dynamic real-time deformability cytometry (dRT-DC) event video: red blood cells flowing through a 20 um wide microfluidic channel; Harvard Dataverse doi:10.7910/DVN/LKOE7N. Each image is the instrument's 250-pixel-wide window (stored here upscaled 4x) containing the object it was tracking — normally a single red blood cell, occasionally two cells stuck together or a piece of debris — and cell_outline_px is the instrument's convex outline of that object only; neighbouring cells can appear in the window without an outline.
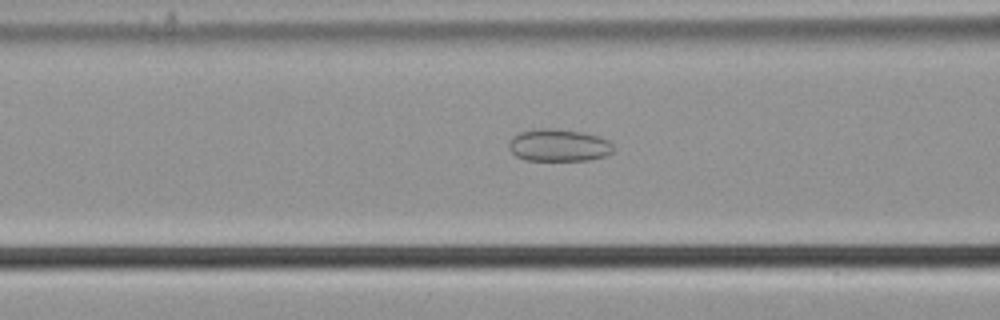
{"species": "common noctule bat (a hibernating species)", "species_latin": "Nyctalus noctula", "temperature_condition": "cold", "stored_images_in_passage": 36, "camera_frame_rate_fps": 3000, "um_per_image_px": 0.085, "animal": {"sex": "male", "body_mass_g": 21.5, "forearm_length_mm": 52.0}, "frame": {"image": 1, "passage_image": 6, "time_ms": 1.667, "image_size_px": [1000, 320], "cell_outline_px": [[612, 152], [608, 156], [588, 160], [524, 160], [516, 156], [508, 148], [508, 144], [512, 136], [520, 132], [536, 128], [552, 128], [580, 132], [600, 136], [608, 140], [612, 144]], "centroid_in_image_um": [47.47, 12.35], "position_along_channel_um": 119.1, "area_um2": 19.83}}
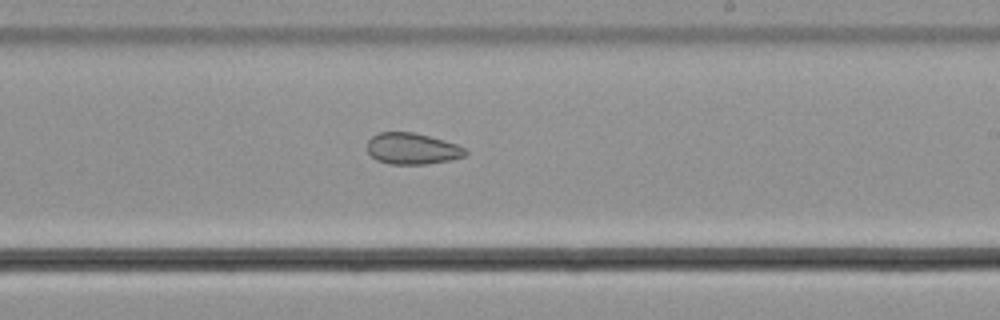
{"frame": {"image": 2, "passage_image": 17, "time_ms": 5.333, "image_size_px": [1000, 320], "cell_outline_px": [[468, 152], [464, 156], [452, 160], [424, 164], [388, 164], [376, 160], [368, 152], [368, 140], [372, 136], [380, 132], [412, 132], [444, 140], [456, 144], [464, 148]], "centroid_in_image_um": [35.03, 12.64], "position_along_channel_um": 254.0, "area_um2": 17.86}}
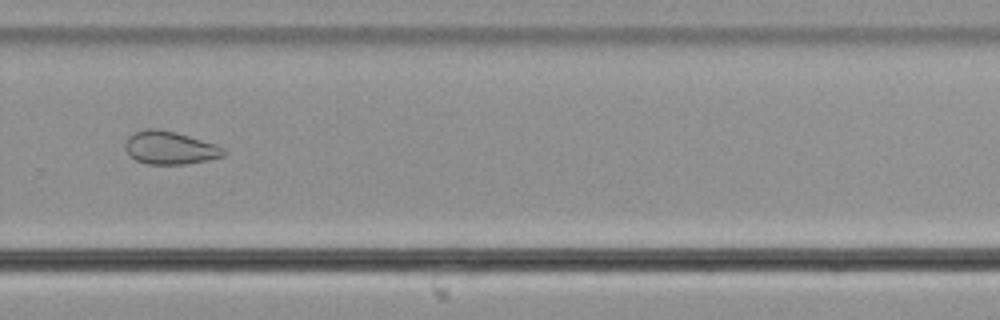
{"frame": {"image": 3, "passage_image": 22, "time_ms": 7.0, "image_size_px": [1000, 320], "cell_outline_px": [[228, 152], [224, 156], [208, 160], [184, 164], [148, 164], [136, 160], [124, 148], [124, 144], [128, 136], [132, 132], [144, 128], [156, 128], [176, 132], [216, 144], [224, 148]], "centroid_in_image_um": [14.44, 12.55], "position_along_channel_um": 315.4, "area_um2": 19.13}, "authors_computed_cell_mechanics": {"area_um2": 18.4093, "velocity_mm_per_s": 3.6856, "shape_relaxation_time_tau1_ms": null, "shape_relaxation_time_tau2_ms": 5.1895, "deformation_change_tau1": null, "deformation_change_tau2": 0.1007}}